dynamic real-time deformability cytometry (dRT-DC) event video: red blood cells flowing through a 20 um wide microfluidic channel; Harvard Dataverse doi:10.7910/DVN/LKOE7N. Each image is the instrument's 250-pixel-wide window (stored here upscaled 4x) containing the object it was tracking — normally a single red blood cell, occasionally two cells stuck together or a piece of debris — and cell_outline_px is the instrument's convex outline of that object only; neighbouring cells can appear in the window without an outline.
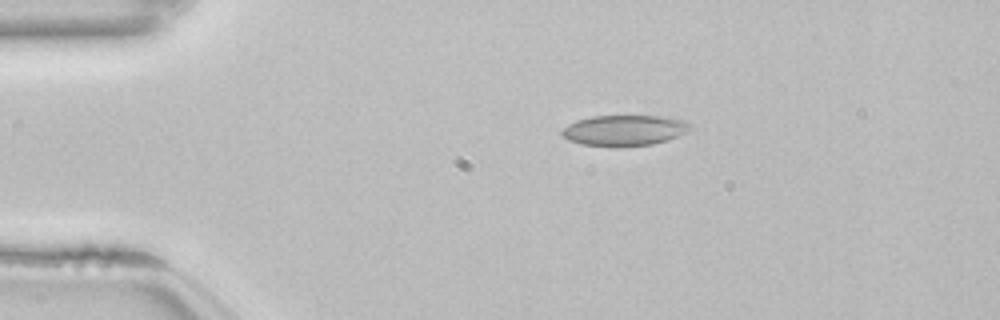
{"species": "common noctule bat (a hibernating species)", "species_latin": "Nyctalus noctula", "temperature_condition": "room temperature", "stored_images_in_passage": 44, "camera_frame_rate_fps": 3000, "um_per_image_px": 0.085, "animal": {"sex": "female", "body_mass_g": 22.7, "forearm_length_mm": 54.2}, "frame": {"image": 1, "passage_image": 1, "time_ms": 0.0, "image_size_px": [1000, 320], "cell_outline_px": [[692, 128], [668, 140], [652, 144], [620, 148], [580, 144], [568, 140], [560, 132], [568, 124], [576, 120], [592, 116], [660, 116], [684, 120], [692, 124]], "centroid_in_image_um": [53.05, 11.09], "position_along_channel_um": 31.9, "area_um2": 23.18}}
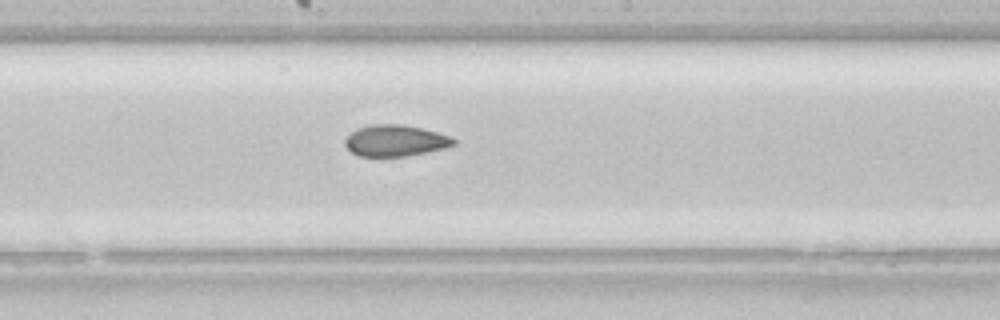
{"frame": {"image": 2, "passage_image": 19, "time_ms": 6.0, "image_size_px": [1000, 320], "cell_outline_px": [[456, 144], [448, 148], [428, 152], [404, 156], [356, 156], [344, 144], [344, 140], [356, 128], [368, 124], [404, 124], [424, 128], [452, 136], [456, 140]], "centroid_in_image_um": [33.64, 11.94], "position_along_channel_um": 214.6, "area_um2": 20.23}}
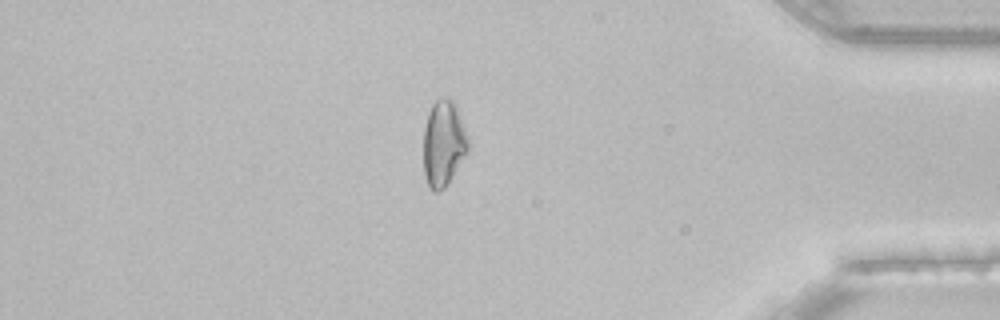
{"frame": {"image": 3, "passage_image": 36, "time_ms": 11.667, "image_size_px": [1000, 320], "cell_outline_px": [[468, 152], [444, 188], [436, 192], [432, 192], [428, 188], [424, 176], [424, 128], [428, 112], [432, 104], [436, 100], [448, 96], [452, 100], [460, 116], [468, 136]], "centroid_in_image_um": [37.68, 12.2], "position_along_channel_um": 397.5, "area_um2": 22.37}, "authors_computed_cell_mechanics": {"area_um2": 21.5305, "velocity_mm_per_s": 3.8566, "shape_relaxation_time_tau1_ms": null, "shape_relaxation_time_tau2_ms": 2.6231, "deformation_change_tau1": null, "deformation_change_tau2": 0.0839}}